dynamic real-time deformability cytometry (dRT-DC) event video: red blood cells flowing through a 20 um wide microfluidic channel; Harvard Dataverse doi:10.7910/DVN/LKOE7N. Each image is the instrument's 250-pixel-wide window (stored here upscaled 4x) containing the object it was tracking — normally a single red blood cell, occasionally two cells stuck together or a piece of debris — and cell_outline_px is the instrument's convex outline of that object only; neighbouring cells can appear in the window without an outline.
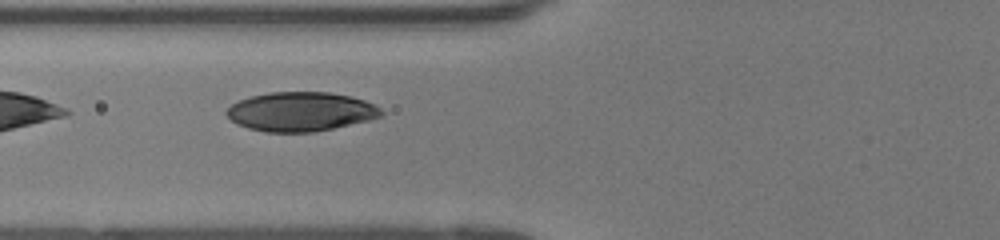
{"species": "human", "species_latin": "Homo sapiens", "temperature_condition": "room temperature", "stored_images_in_passage": 31, "camera_frame_rate_fps": 3000, "um_per_image_px": 0.085, "donor": {"sex": "female"}, "frame": {"image": 1, "passage_image": 3, "time_ms": 0.667, "image_size_px": [1000, 240], "cell_outline_px": [[384, 112], [380, 116], [368, 120], [316, 132], [264, 132], [248, 128], [236, 124], [224, 112], [232, 104], [240, 100], [252, 96], [272, 92], [328, 92], [348, 96], [364, 100], [380, 108]], "centroid_in_image_um": [25.53, 9.5], "position_along_channel_um": 100.3, "area_um2": 35.08}}
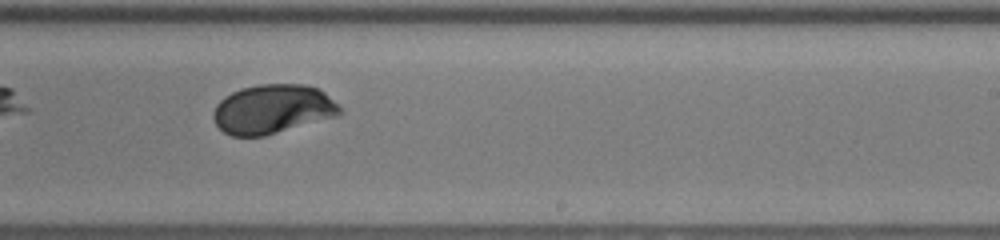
{"frame": {"image": 2, "passage_image": 15, "time_ms": 4.667, "image_size_px": [1000, 240], "cell_outline_px": [[340, 112], [336, 116], [264, 136], [232, 136], [224, 132], [216, 124], [212, 116], [212, 112], [216, 104], [224, 96], [240, 88], [260, 84], [304, 84], [320, 88], [340, 104]], "centroid_in_image_um": [23.16, 9.26], "position_along_channel_um": 265.8, "area_um2": 36.41}}
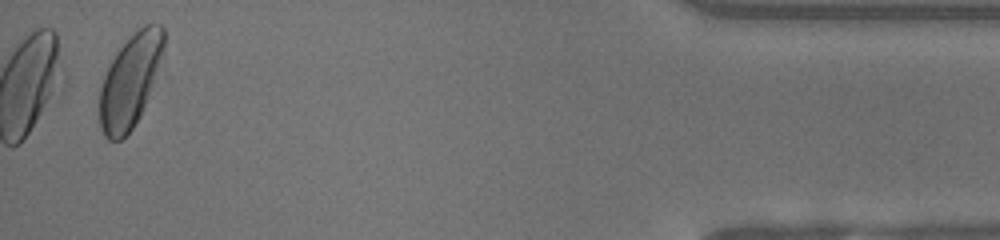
{"frame": {"image": 3, "passage_image": 31, "time_ms": 10.0, "image_size_px": [1000, 240], "cell_outline_px": [[164, 48], [140, 116], [132, 128], [120, 140], [108, 140], [104, 136], [100, 128], [100, 88], [104, 76], [112, 60], [120, 48], [136, 28], [144, 24], [160, 24], [164, 28]], "centroid_in_image_um": [11.04, 6.85], "position_along_channel_um": 424.2, "area_um2": 33.99}, "authors_computed_cell_mechanics": {"area_um2": 35.7782, "velocity_mm_per_s": 4.1351, "shape_relaxation_time_tau1_ms": 2.1624, "shape_relaxation_time_tau2_ms": null, "deformation_change_tau1": 0.1293, "deformation_change_tau2": null}}